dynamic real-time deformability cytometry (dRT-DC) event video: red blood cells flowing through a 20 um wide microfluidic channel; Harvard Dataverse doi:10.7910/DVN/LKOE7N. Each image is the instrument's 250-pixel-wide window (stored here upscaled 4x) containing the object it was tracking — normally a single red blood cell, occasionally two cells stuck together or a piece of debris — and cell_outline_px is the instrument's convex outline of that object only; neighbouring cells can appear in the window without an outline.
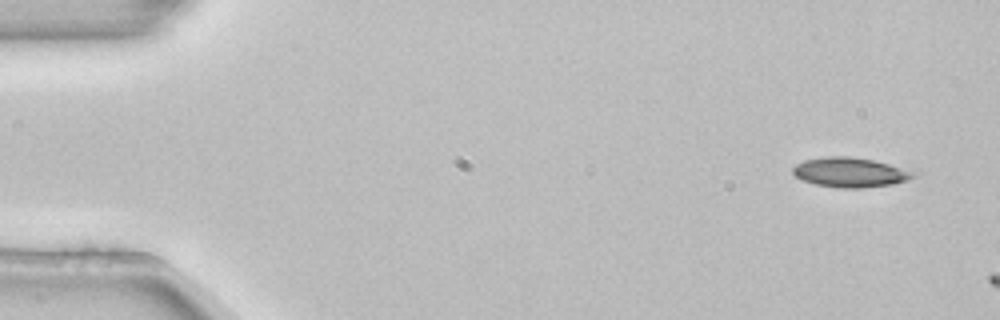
{"species": "common noctule bat (a hibernating species)", "species_latin": "Nyctalus noctula", "temperature_condition": "room temperature", "stored_images_in_passage": 2, "camera_frame_rate_fps": 3000, "um_per_image_px": 0.085, "animal": {"sex": "female", "body_mass_g": 22.7, "forearm_length_mm": 54.2}, "frame": {"image": 1, "passage_image": 1, "time_ms": 0.0, "image_size_px": [1000, 320], "cell_outline_px": [[920, 172], [916, 176], [908, 180], [892, 184], [860, 188], [836, 188], [816, 184], [800, 180], [792, 172], [792, 168], [796, 164], [804, 160], [824, 156], [848, 156], [872, 160]], "centroid_in_image_um": [72.26, 14.65], "position_along_channel_um": 12.7, "area_um2": 21.04}}